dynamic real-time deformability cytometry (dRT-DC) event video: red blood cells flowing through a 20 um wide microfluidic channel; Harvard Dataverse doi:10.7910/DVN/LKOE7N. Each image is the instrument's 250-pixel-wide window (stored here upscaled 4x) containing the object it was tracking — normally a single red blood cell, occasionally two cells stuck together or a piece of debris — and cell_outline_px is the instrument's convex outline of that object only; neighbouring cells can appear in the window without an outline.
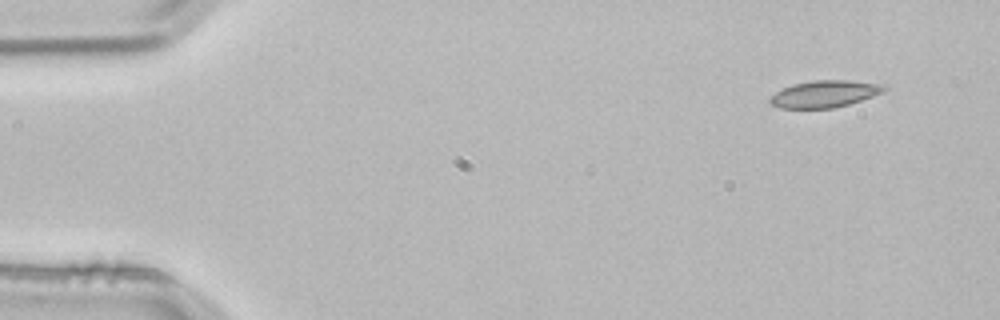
{"species": "common noctule bat (a hibernating species)", "species_latin": "Nyctalus noctula", "temperature_condition": "room temperature", "stored_images_in_passage": 3, "camera_frame_rate_fps": 3000, "um_per_image_px": 0.085, "animal": {"sex": "male", "body_mass_g": 21.5, "forearm_length_mm": 52.0}, "frame": {"image": 1, "passage_image": 1, "time_ms": 0.0, "image_size_px": [1000, 320], "cell_outline_px": [[888, 88], [884, 92], [848, 104], [832, 108], [780, 108], [772, 104], [768, 100], [776, 92], [792, 84], [812, 80], [848, 80], [884, 84]], "centroid_in_image_um": [70.11, 7.97], "position_along_channel_um": 14.9, "area_um2": 17.8}}
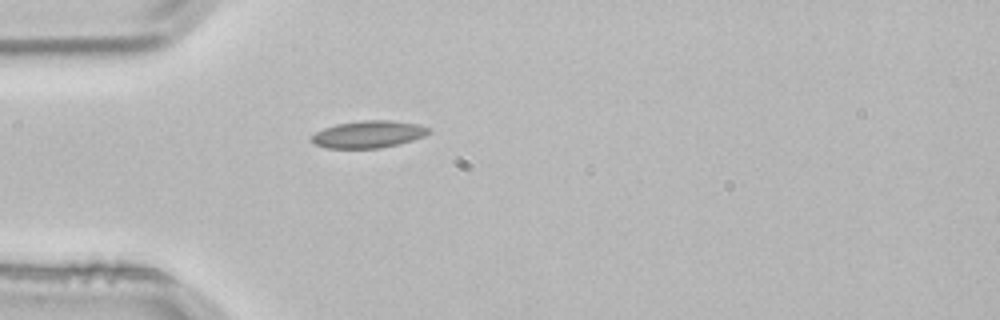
{"frame": {"image": 2, "passage_image": 3, "time_ms": 0.667, "image_size_px": [1000, 320], "cell_outline_px": [[432, 132], [424, 136], [400, 144], [380, 148], [324, 148], [316, 144], [312, 140], [312, 136], [316, 132], [324, 128], [336, 124], [360, 120], [392, 120], [420, 124], [432, 128]], "centroid_in_image_um": [31.38, 11.4], "position_along_channel_um": 53.6, "area_um2": 18.73}}